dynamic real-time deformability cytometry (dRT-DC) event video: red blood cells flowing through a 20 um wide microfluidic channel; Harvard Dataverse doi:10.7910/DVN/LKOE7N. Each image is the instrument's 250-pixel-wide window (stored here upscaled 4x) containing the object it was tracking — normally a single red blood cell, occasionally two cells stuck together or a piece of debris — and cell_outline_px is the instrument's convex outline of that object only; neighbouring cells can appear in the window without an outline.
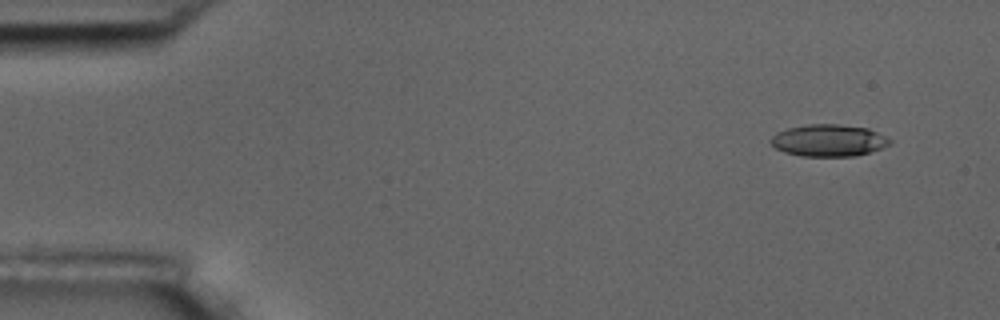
{"species": "common noctule bat (a hibernating species)", "species_latin": "Nyctalus noctula", "temperature_condition": "room temperature", "stored_images_in_passage": 7, "camera_frame_rate_fps": 3000, "um_per_image_px": 0.085, "animal": {"sex": "male", "body_mass_g": 17.5, "forearm_length_mm": 52.3}, "frame": {"image": 1, "passage_image": 1, "time_ms": 0.0, "image_size_px": [1000, 320], "cell_outline_px": [[892, 144], [856, 156], [800, 156], [784, 152], [776, 148], [768, 140], [776, 132], [788, 128], [808, 124], [840, 124], [868, 128], [892, 140]], "centroid_in_image_um": [70.41, 11.93], "position_along_channel_um": 14.6, "area_um2": 22.2}}
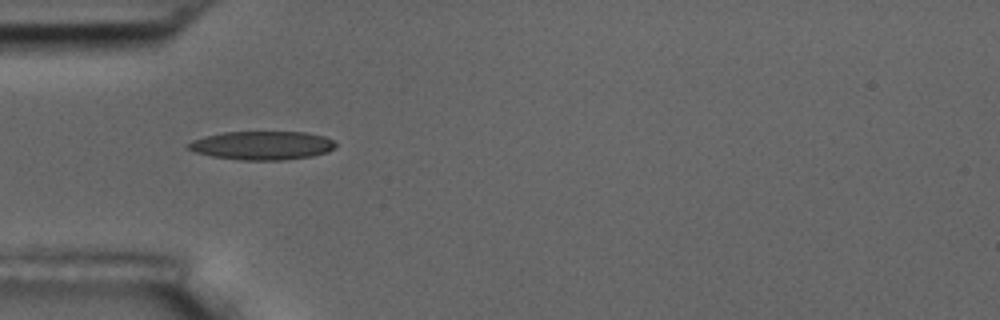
{"frame": {"image": 2, "passage_image": 4, "time_ms": 4.333, "image_size_px": [1000, 320], "cell_outline_px": [[336, 148], [328, 152], [312, 156], [280, 160], [240, 160], [212, 156], [196, 152], [188, 148], [188, 144], [192, 140], [204, 136], [224, 132], [304, 132], [324, 136], [332, 140], [336, 144]], "centroid_in_image_um": [22.3, 12.36], "position_along_channel_um": 62.7, "area_um2": 24.51}}
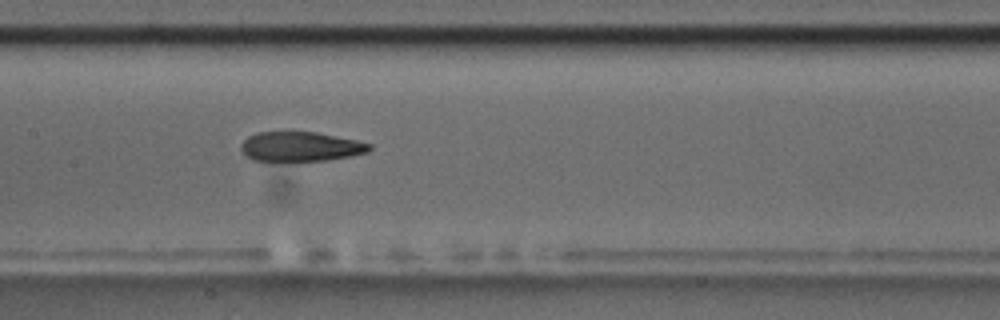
{"frame": {"image": 3, "passage_image": 7, "time_ms": 7.667, "image_size_px": [1000, 320], "cell_outline_px": [[372, 148], [368, 152], [352, 156], [324, 160], [252, 160], [240, 152], [240, 144], [248, 136], [256, 132], [316, 132], [356, 140], [372, 144]], "centroid_in_image_um": [25.53, 12.45], "position_along_channel_um": 181.9, "area_um2": 22.08}}